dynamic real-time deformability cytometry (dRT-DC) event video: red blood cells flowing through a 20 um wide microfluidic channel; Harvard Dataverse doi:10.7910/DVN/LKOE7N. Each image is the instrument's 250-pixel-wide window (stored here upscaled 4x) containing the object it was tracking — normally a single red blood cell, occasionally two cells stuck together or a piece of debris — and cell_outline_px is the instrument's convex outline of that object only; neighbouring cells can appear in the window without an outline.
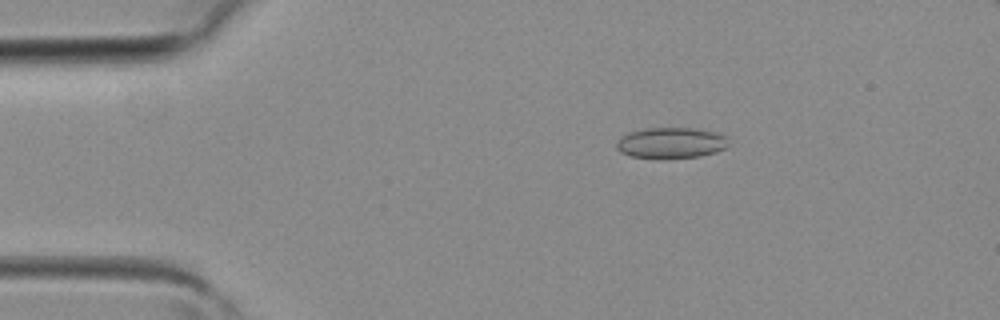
{"species": "common noctule bat (a hibernating species)", "species_latin": "Nyctalus noctula", "temperature_condition": "room temperature", "stored_images_in_passage": 2, "camera_frame_rate_fps": 3000, "um_per_image_px": 0.085, "animal": {"sex": "female", "body_mass_g": 19.3, "forearm_length_mm": 54.1}, "frame": {"image": 1, "passage_image": 2, "time_ms": 0.333, "image_size_px": [1000, 320], "cell_outline_px": [[728, 144], [724, 148], [716, 152], [700, 156], [632, 156], [620, 152], [616, 148], [616, 140], [620, 136], [628, 132], [648, 128], [692, 128], [720, 132], [724, 136]], "centroid_in_image_um": [57.02, 12.1], "position_along_channel_um": 28.0, "area_um2": 19.59}}